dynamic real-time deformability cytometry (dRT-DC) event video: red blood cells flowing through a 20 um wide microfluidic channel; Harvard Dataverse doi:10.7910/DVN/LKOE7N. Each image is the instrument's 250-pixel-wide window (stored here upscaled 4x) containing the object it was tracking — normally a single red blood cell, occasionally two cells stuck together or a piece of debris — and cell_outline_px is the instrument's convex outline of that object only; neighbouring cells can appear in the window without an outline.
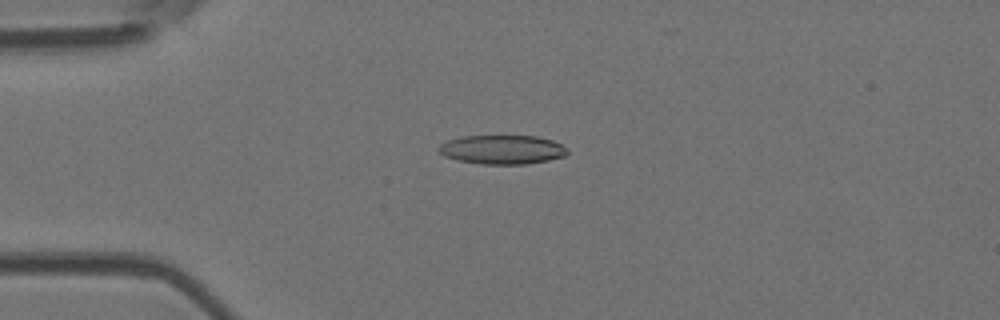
{"species": "Egyptian fruit bat (a non-hibernating species)", "species_latin": "Rousettus aegyptiacus", "temperature_condition": "room temperature", "stored_images_in_passage": 44, "camera_frame_rate_fps": 3000, "um_per_image_px": 0.085, "animal": {"sex": "female"}, "frame": {"image": 1, "passage_image": 13, "time_ms": 4.0, "image_size_px": [1000, 320], "cell_outline_px": [[568, 152], [564, 156], [548, 160], [528, 164], [480, 164], [460, 160], [444, 156], [436, 148], [440, 144], [448, 140], [460, 136], [536, 136], [552, 140], [568, 148]], "centroid_in_image_um": [42.68, 12.71], "position_along_channel_um": 42.3, "area_um2": 21.79}}
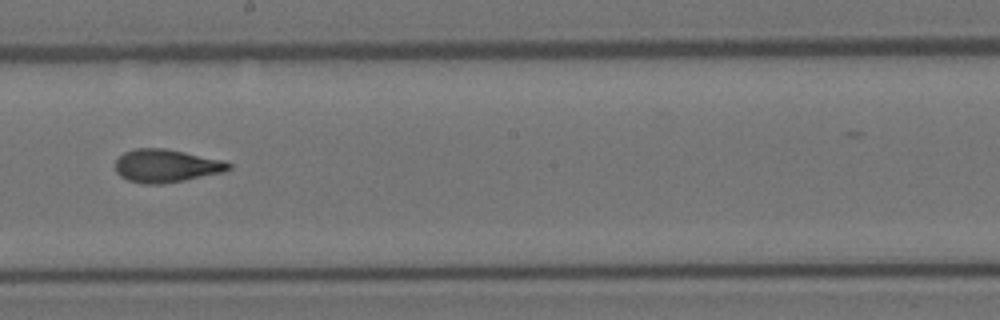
{"frame": {"image": 2, "passage_image": 30, "time_ms": 9.667, "image_size_px": [1000, 320], "cell_outline_px": [[232, 168], [224, 172], [184, 180], [160, 184], [140, 184], [128, 180], [120, 176], [116, 172], [116, 160], [124, 152], [136, 148], [164, 148], [224, 160], [232, 164]], "centroid_in_image_um": [14.13, 14.1], "position_along_channel_um": 234.1, "area_um2": 21.85}}
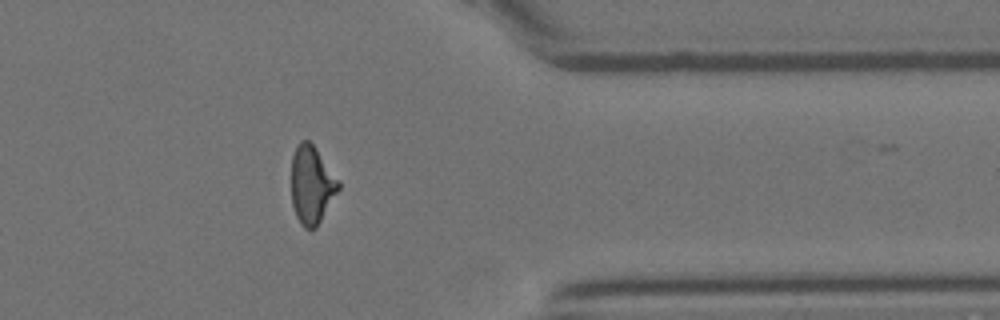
{"frame": {"image": 3, "passage_image": 43, "time_ms": 14.0, "image_size_px": [1000, 320], "cell_outline_px": [[340, 188], [316, 228], [304, 228], [300, 224], [296, 216], [292, 204], [292, 156], [300, 140], [308, 140], [316, 148], [340, 180]], "centroid_in_image_um": [26.5, 15.71], "position_along_channel_um": 384.9, "area_um2": 21.39}}